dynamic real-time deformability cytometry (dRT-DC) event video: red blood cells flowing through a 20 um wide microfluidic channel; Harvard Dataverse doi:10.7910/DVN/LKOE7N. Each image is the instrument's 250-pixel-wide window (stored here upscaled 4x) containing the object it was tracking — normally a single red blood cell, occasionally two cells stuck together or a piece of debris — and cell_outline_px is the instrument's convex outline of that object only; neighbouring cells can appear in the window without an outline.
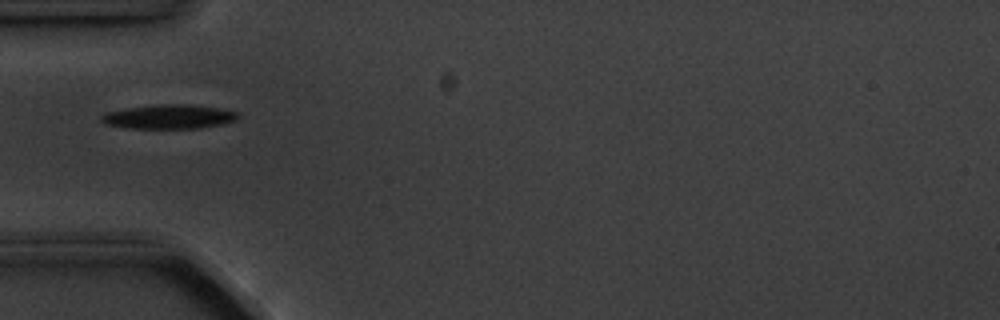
{"species": "common noctule bat (a hibernating species)", "species_latin": "Nyctalus noctula", "temperature_condition": "cold", "stored_images_in_passage": 4, "camera_frame_rate_fps": 3000, "um_per_image_px": 0.085, "animal": {"sex": "male", "body_mass_g": 20.1, "forearm_length_mm": 53.5}, "frame": {"image": 1, "passage_image": 1, "time_ms": 0.0, "image_size_px": [1000, 320], "cell_outline_px": [[240, 116], [236, 120], [220, 124], [200, 128], [124, 128], [104, 124], [100, 120], [100, 116], [108, 112], [128, 108], [156, 104], [188, 104], [220, 108], [240, 112]], "centroid_in_image_um": [14.37, 9.92], "position_along_channel_um": 70.6, "area_um2": 19.36}}